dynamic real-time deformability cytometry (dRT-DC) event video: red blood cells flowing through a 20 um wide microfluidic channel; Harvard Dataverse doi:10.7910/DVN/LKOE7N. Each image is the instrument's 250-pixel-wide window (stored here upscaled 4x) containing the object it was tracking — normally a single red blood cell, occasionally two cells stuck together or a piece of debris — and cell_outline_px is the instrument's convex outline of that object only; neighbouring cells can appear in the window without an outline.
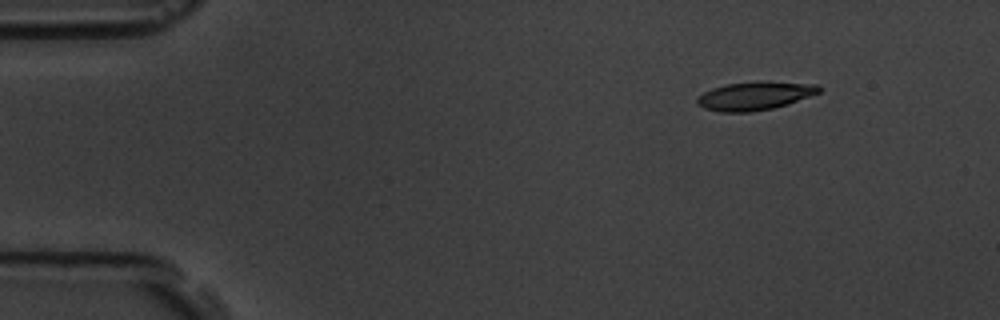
{"species": "common noctule bat (a hibernating species)", "species_latin": "Nyctalus noctula", "temperature_condition": "room temperature", "stored_images_in_passage": 3, "camera_frame_rate_fps": 3000, "um_per_image_px": 0.085, "animal": {"sex": "male", "body_mass_g": 19.5, "forearm_length_mm": 54.6}, "frame": {"image": 1, "passage_image": 3, "time_ms": 2.333, "image_size_px": [1000, 320], "cell_outline_px": [[820, 92], [788, 104], [772, 108], [752, 112], [720, 112], [704, 108], [696, 104], [696, 100], [704, 92], [712, 88], [724, 84], [760, 80], [820, 84]], "centroid_in_image_um": [64.17, 8.13], "position_along_channel_um": 20.8, "area_um2": 20.46}}